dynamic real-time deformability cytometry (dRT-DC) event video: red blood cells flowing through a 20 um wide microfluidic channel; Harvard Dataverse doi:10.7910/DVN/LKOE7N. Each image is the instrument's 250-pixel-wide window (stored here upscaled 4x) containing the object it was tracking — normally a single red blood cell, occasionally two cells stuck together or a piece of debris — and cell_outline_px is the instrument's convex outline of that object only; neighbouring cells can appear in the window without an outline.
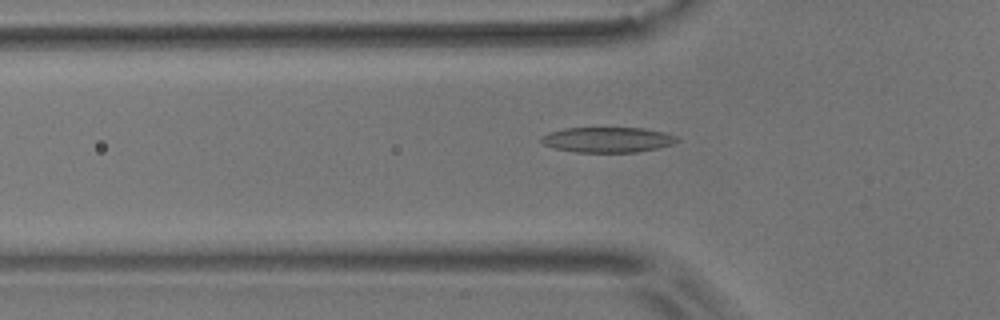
{"species": "common noctule bat (a hibernating species)", "species_latin": "Nyctalus noctula", "temperature_condition": "room temperature", "stored_images_in_passage": 48, "camera_frame_rate_fps": 3000, "um_per_image_px": 0.085, "animal": {"sex": "male", "body_mass_g": 17.9}, "frame": {"image": 1, "passage_image": 13, "time_ms": 4.0, "image_size_px": [1000, 320], "cell_outline_px": [[680, 140], [672, 144], [656, 148], [636, 152], [576, 152], [556, 148], [544, 144], [540, 140], [540, 136], [548, 132], [564, 128], [644, 128], [664, 132], [676, 136]], "centroid_in_image_um": [51.63, 11.87], "position_along_channel_um": 74.2, "area_um2": 19.94}}
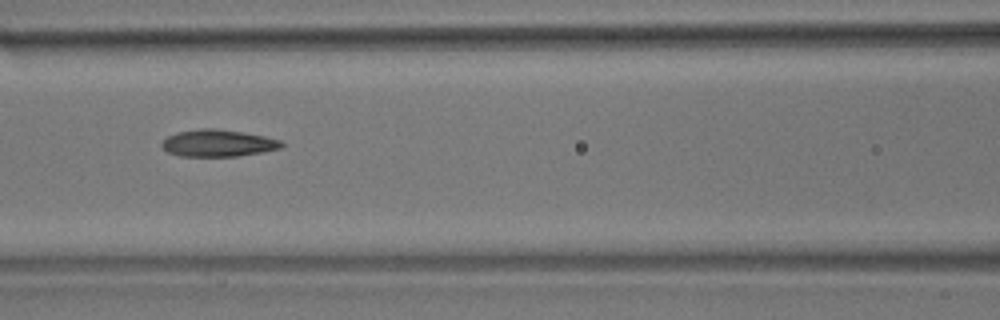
{"frame": {"image": 2, "passage_image": 19, "time_ms": 6.0, "image_size_px": [1000, 320], "cell_outline_px": [[284, 148], [236, 156], [180, 156], [168, 152], [160, 144], [168, 136], [176, 132], [200, 128], [216, 128], [244, 132], [264, 136], [280, 140], [284, 144]], "centroid_in_image_um": [18.54, 12.16], "position_along_channel_um": 148.1, "area_um2": 18.84}}
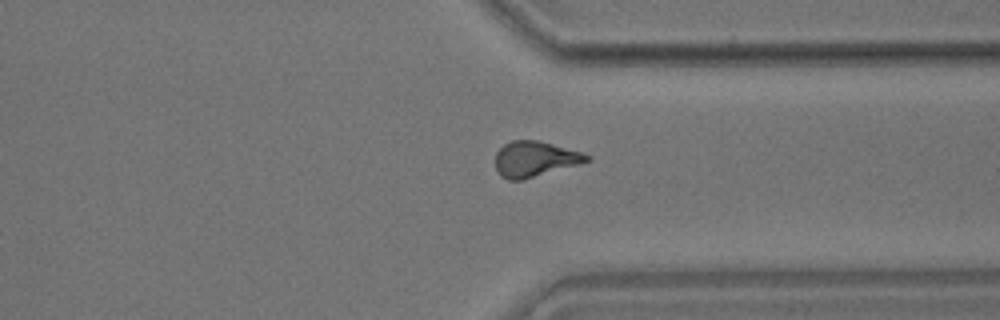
{"frame": {"image": 3, "passage_image": 37, "time_ms": 12.0, "image_size_px": [1000, 320], "cell_outline_px": [[592, 160], [580, 164], [520, 180], [508, 180], [500, 176], [496, 168], [496, 152], [504, 144], [512, 140], [536, 140], [552, 144], [580, 152], [592, 156]], "centroid_in_image_um": [45.46, 13.51], "position_along_channel_um": 365.9, "area_um2": 18.73}, "authors_computed_cell_mechanics": {"area_um2": 18.9006, "velocity_mm_per_s": 3.6389, "shape_relaxation_time_tau1_ms": 5.5261, "shape_relaxation_time_tau2_ms": 2.6741, "deformation_change_tau1": 0.1716, "deformation_change_tau2": 0.1072}}